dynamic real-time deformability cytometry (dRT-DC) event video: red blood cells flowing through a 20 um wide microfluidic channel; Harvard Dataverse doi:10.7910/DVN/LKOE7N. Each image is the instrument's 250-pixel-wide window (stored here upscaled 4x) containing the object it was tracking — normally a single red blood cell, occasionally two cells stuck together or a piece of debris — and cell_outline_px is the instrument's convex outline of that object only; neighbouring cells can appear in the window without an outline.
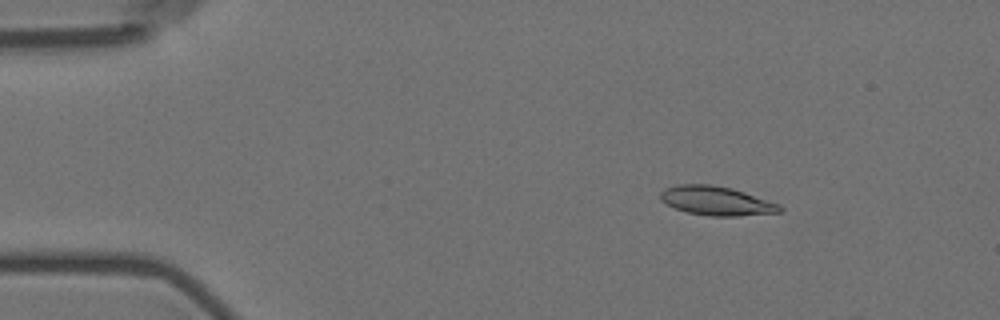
{"species": "Egyptian fruit bat (a non-hibernating species)", "species_latin": "Rousettus aegyptiacus", "temperature_condition": "room temperature", "stored_images_in_passage": 11, "camera_frame_rate_fps": 3000, "um_per_image_px": 0.085, "animal": {"sex": "female"}, "frame": {"image": 1, "passage_image": 3, "time_ms": 2.333, "image_size_px": [1000, 320], "cell_outline_px": [[784, 212], [736, 216], [708, 216], [688, 212], [676, 208], [660, 200], [660, 192], [664, 188], [676, 184], [708, 184], [732, 188], [780, 204], [784, 208]], "centroid_in_image_um": [60.91, 17.07], "position_along_channel_um": 24.1, "area_um2": 20.29}}
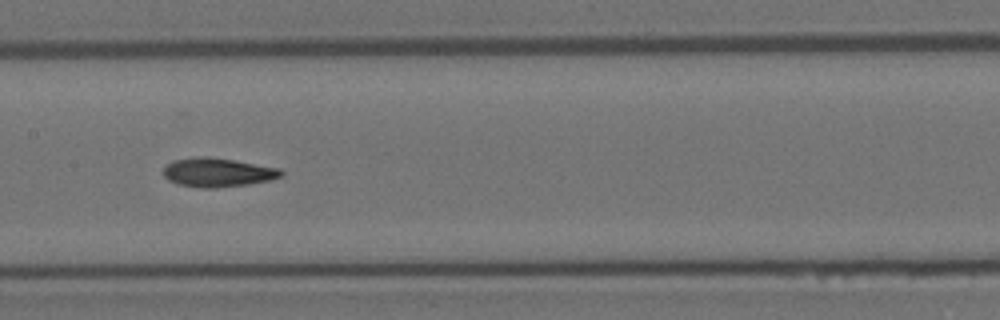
{"frame": {"image": 2, "passage_image": 8, "time_ms": 9.0, "image_size_px": [1000, 320], "cell_outline_px": [[284, 176], [272, 180], [248, 184], [216, 188], [200, 188], [176, 184], [168, 180], [164, 176], [164, 168], [172, 160], [196, 156], [204, 156], [232, 160], [280, 168], [284, 172]], "centroid_in_image_um": [18.51, 14.66], "position_along_channel_um": 188.9, "area_um2": 20.0}}
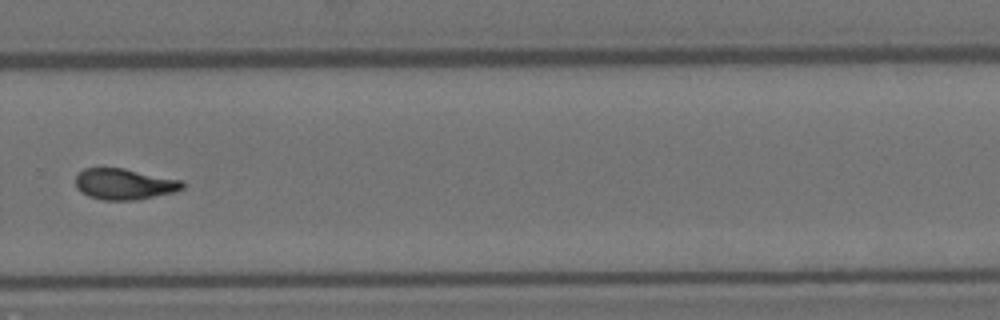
{"frame": {"image": 3, "passage_image": 11, "time_ms": 12.667, "image_size_px": [1000, 320], "cell_outline_px": [[184, 188], [176, 192], [132, 200], [104, 200], [88, 196], [80, 192], [76, 188], [76, 176], [84, 168], [124, 168], [184, 180]], "centroid_in_image_um": [10.59, 15.64], "position_along_channel_um": 319.2, "area_um2": 19.42}}